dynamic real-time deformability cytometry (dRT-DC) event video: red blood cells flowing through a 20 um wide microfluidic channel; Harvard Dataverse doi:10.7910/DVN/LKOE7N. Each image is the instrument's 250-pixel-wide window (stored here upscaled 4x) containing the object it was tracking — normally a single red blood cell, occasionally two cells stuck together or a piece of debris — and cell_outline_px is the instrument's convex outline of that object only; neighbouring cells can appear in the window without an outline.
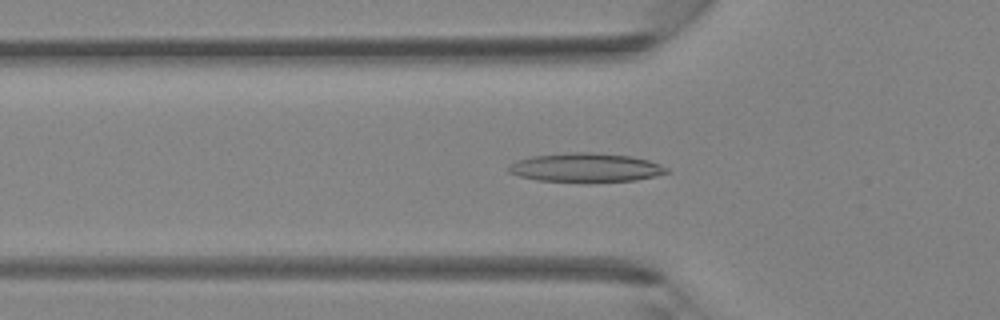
{"species": "Egyptian fruit bat (a non-hibernating species)", "species_latin": "Rousettus aegyptiacus", "temperature_condition": "room temperature", "stored_images_in_passage": 41, "camera_frame_rate_fps": 3000, "um_per_image_px": 0.085, "animal": {"sex": "female"}, "frame": {"image": 1, "passage_image": 14, "time_ms": 4.333, "image_size_px": [1000, 320], "cell_outline_px": [[672, 172], [656, 176], [636, 180], [588, 184], [536, 180], [520, 176], [508, 172], [508, 164], [516, 160], [532, 156], [564, 152], [592, 152], [628, 156], [648, 160], [660, 164], [668, 168]], "centroid_in_image_um": [49.78, 14.27], "position_along_channel_um": 76.0, "area_um2": 27.57}}
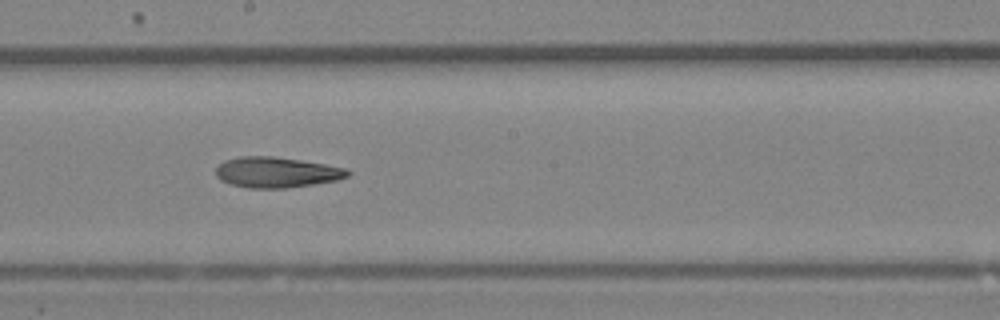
{"frame": {"image": 2, "passage_image": 23, "time_ms": 7.333, "image_size_px": [1000, 320], "cell_outline_px": [[352, 172], [348, 176], [336, 180], [312, 184], [284, 188], [248, 188], [232, 184], [220, 180], [216, 176], [216, 168], [224, 160], [240, 156], [272, 156], [300, 160], [348, 168]], "centroid_in_image_um": [23.5, 14.64], "position_along_channel_um": 224.7, "area_um2": 23.41}}
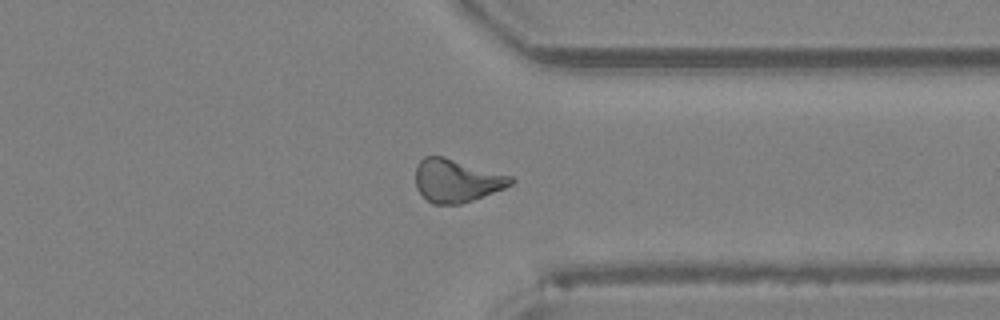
{"frame": {"image": 3, "passage_image": 32, "time_ms": 10.333, "image_size_px": [1000, 320], "cell_outline_px": [[516, 180], [512, 184], [504, 188], [472, 200], [460, 204], [432, 204], [416, 188], [416, 164], [424, 156], [444, 156], [512, 176]], "centroid_in_image_um": [38.8, 15.34], "position_along_channel_um": 372.6, "area_um2": 23.81}}